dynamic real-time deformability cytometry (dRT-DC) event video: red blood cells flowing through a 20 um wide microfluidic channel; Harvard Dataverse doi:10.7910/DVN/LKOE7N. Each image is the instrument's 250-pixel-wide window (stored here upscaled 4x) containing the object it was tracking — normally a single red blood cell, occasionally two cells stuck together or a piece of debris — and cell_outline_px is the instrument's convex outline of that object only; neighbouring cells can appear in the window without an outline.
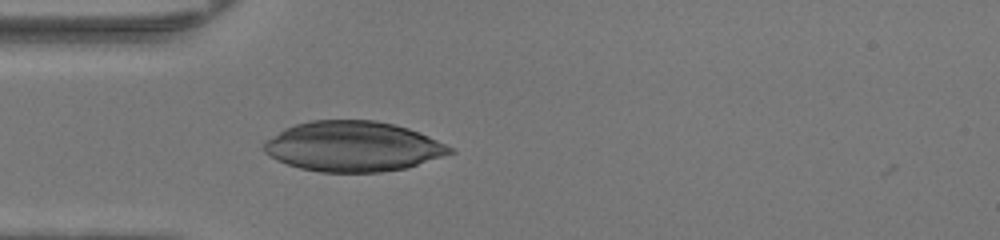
{"species": "human", "species_latin": "Homo sapiens", "temperature_condition": "warm", "stored_images_in_passage": 26, "camera_frame_rate_fps": 3000, "um_per_image_px": 0.085, "donor": {"sex": "female"}, "frame": {"image": 1, "passage_image": 1, "time_ms": 0.0, "image_size_px": [1000, 240], "cell_outline_px": [[456, 152], [404, 168], [380, 172], [320, 172], [300, 168], [276, 160], [268, 156], [260, 148], [264, 140], [284, 128], [296, 124], [312, 120], [376, 120], [408, 128], [428, 136], [456, 148]], "centroid_in_image_um": [29.96, 12.44], "position_along_channel_um": 55.0, "area_um2": 54.56}}
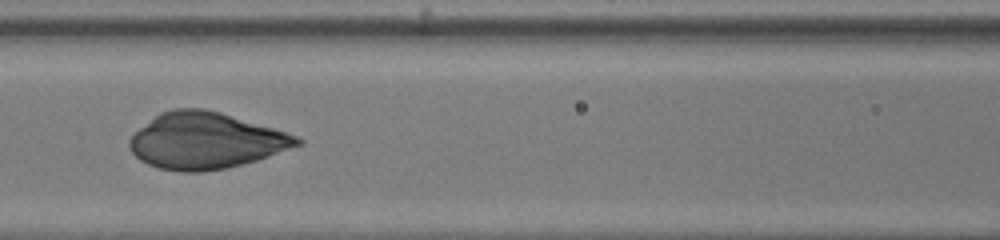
{"frame": {"image": 2, "passage_image": 8, "time_ms": 2.333, "image_size_px": [1000, 240], "cell_outline_px": [[304, 144], [256, 160], [224, 168], [200, 172], [180, 172], [156, 168], [140, 160], [128, 148], [128, 140], [140, 128], [160, 112], [172, 108], [204, 108], [220, 112], [272, 128], [296, 136], [304, 140]], "centroid_in_image_um": [17.45, 11.96], "position_along_channel_um": 149.1, "area_um2": 54.62}}
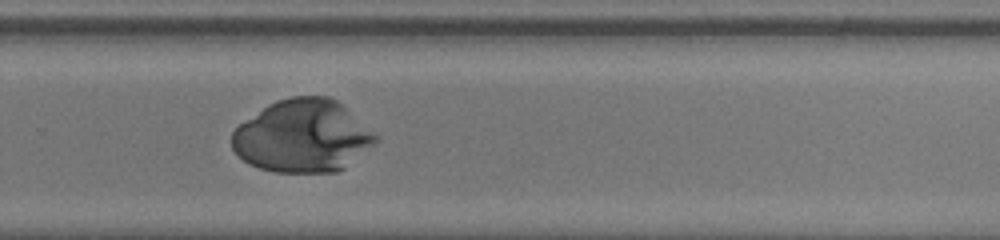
{"frame": {"image": 3, "passage_image": 19, "time_ms": 6.0, "image_size_px": [1000, 240], "cell_outline_px": [[376, 140], [372, 144], [344, 168], [336, 172], [276, 172], [260, 168], [248, 164], [232, 148], [232, 132], [240, 124], [268, 104], [276, 100], [292, 96], [328, 96], [336, 100], [376, 136]], "centroid_in_image_um": [25.66, 11.57], "position_along_channel_um": 304.1, "area_um2": 59.71}}